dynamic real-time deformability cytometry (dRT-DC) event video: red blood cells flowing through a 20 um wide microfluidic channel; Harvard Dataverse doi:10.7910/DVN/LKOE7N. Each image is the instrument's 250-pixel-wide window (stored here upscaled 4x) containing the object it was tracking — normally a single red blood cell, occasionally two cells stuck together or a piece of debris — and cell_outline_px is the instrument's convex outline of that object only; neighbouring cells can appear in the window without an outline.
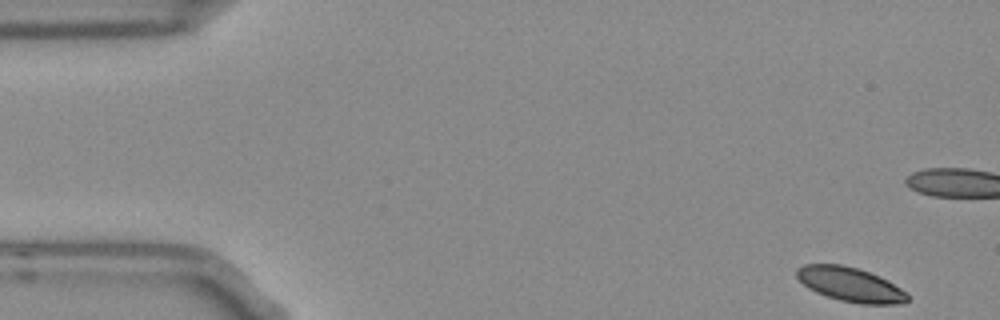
{"species": "Egyptian fruit bat (a non-hibernating species)", "species_latin": "Rousettus aegyptiacus", "temperature_condition": "room temperature", "stored_images_in_passage": 53, "camera_frame_rate_fps": 3000, "um_per_image_px": 0.085, "frame": {"image": 1, "passage_image": 1, "time_ms": 0.0, "image_size_px": [1000, 320], "cell_outline_px": [[908, 300], [904, 304], [860, 304], [840, 300], [816, 292], [808, 288], [796, 276], [796, 268], [804, 264], [840, 264], [856, 268], [868, 272], [888, 280], [908, 292]], "centroid_in_image_um": [72.3, 24.18], "position_along_channel_um": 12.7, "area_um2": 22.14}}
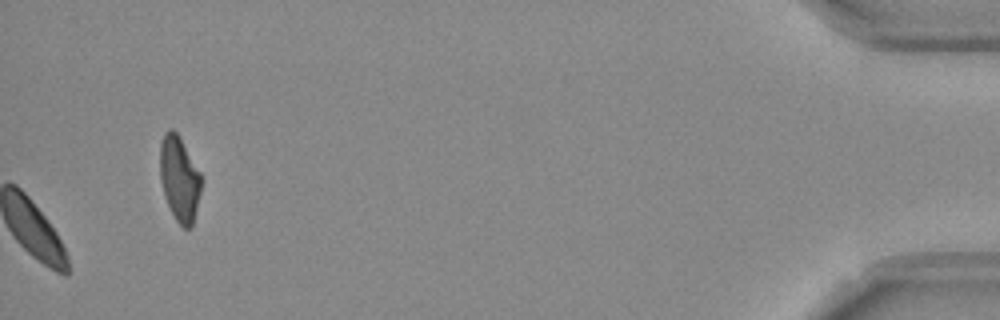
{"frame": {"image": 2, "passage_image": 53, "time_ms": 17.333, "image_size_px": [1000, 320], "cell_outline_px": [[200, 192], [192, 224], [188, 228], [184, 228], [176, 220], [164, 196], [160, 180], [160, 144], [164, 132], [168, 128], [172, 128], [180, 136], [200, 172]], "centroid_in_image_um": [15.22, 15.12], "position_along_channel_um": 420.0, "area_um2": 20.23}, "authors_computed_cell_mechanics": {"area_um2": 23.5824, "velocity_mm_per_s": 3.6901, "shape_relaxation_time_tau1_ms": 2.5085, "shape_relaxation_time_tau2_ms": 4.2678, "deformation_change_tau1": 0.0549, "deformation_change_tau2": 0.0744}}